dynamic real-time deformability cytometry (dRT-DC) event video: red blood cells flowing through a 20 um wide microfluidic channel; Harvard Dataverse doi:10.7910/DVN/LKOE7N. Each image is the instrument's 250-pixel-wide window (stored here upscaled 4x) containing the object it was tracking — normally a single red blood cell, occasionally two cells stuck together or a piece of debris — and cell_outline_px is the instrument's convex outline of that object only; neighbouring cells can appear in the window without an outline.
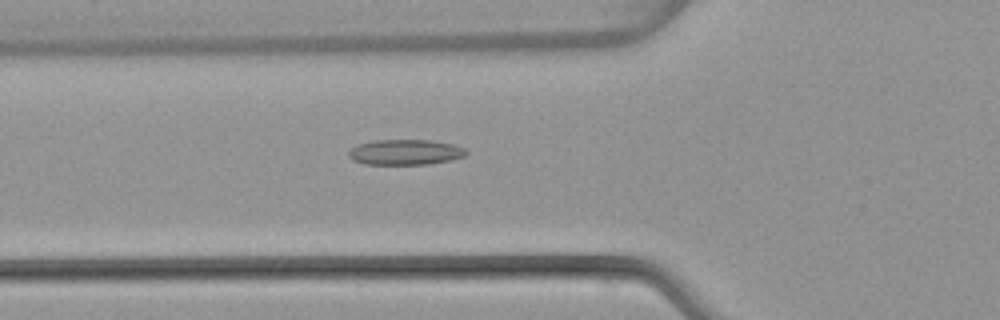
{"species": "common noctule bat (a hibernating species)", "species_latin": "Nyctalus noctula", "temperature_condition": "warm", "stored_images_in_passage": 50, "camera_frame_rate_fps": 3000, "um_per_image_px": 0.085, "animal": {"sex": "female", "body_mass_g": 22.7, "forearm_length_mm": 54.2}, "frame": {"image": 1, "passage_image": 18, "time_ms": 5.667, "image_size_px": [1000, 320], "cell_outline_px": [[468, 152], [464, 156], [448, 160], [428, 164], [364, 164], [352, 160], [348, 156], [348, 152], [356, 144], [376, 140], [432, 140], [452, 144], [464, 148]], "centroid_in_image_um": [34.41, 12.93], "position_along_channel_um": 91.4, "area_um2": 17.34}}
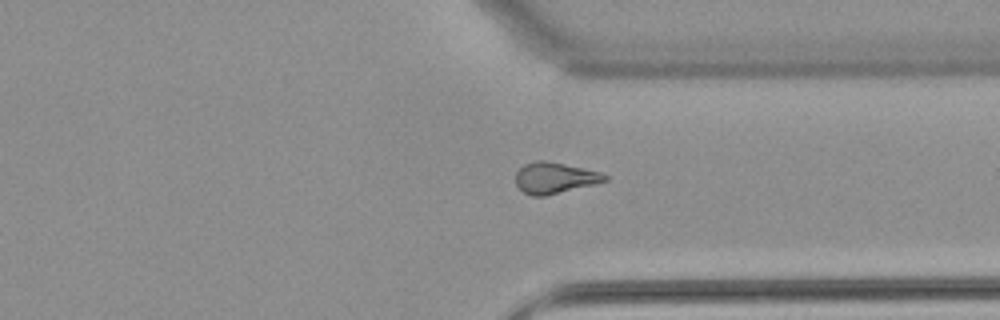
{"frame": {"image": 2, "passage_image": 38, "time_ms": 12.333, "image_size_px": [1000, 320], "cell_outline_px": [[608, 180], [596, 184], [544, 196], [532, 196], [524, 192], [516, 184], [516, 172], [524, 164], [536, 160], [544, 160], [584, 168], [600, 172], [608, 176]], "centroid_in_image_um": [47.16, 15.12], "position_along_channel_um": 364.2, "area_um2": 16.13}}
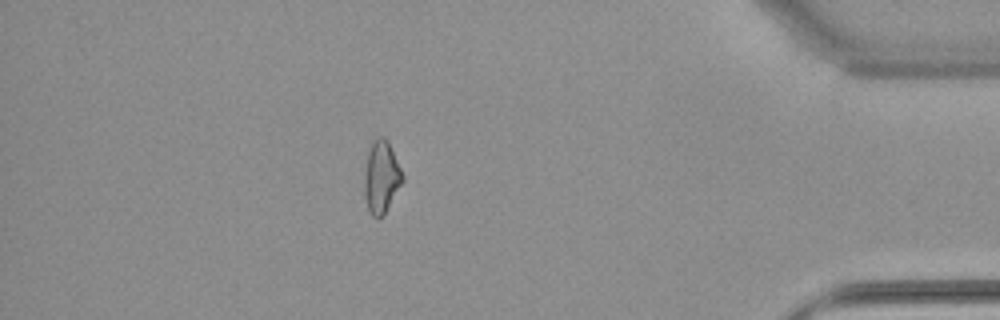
{"frame": {"image": 3, "passage_image": 44, "time_ms": 14.333, "image_size_px": [1000, 320], "cell_outline_px": [[404, 180], [380, 220], [376, 220], [372, 216], [368, 208], [364, 196], [364, 180], [368, 152], [372, 140], [376, 136], [384, 136], [388, 140], [404, 176]], "centroid_in_image_um": [32.41, 15.04], "position_along_channel_um": 402.8, "area_um2": 16.18}, "authors_computed_cell_mechanics": {"area_um2": 16.4441, "velocity_mm_per_s": 4.0859, "shape_relaxation_time_tau1_ms": null, "shape_relaxation_time_tau2_ms": 4.2527, "deformation_change_tau1": null, "deformation_change_tau2": 0.1305}}